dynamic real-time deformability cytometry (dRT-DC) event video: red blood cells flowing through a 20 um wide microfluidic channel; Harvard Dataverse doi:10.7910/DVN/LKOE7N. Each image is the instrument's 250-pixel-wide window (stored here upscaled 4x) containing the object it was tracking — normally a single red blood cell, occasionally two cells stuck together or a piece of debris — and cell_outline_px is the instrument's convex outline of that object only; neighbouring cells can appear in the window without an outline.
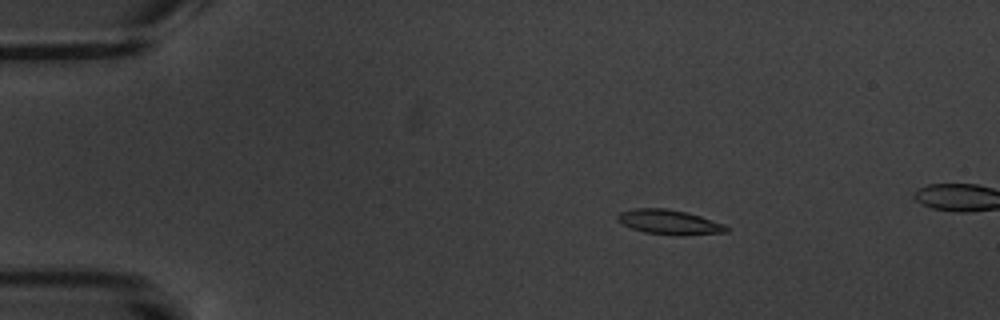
{"species": "common noctule bat (a hibernating species)", "species_latin": "Nyctalus noctula", "temperature_condition": "warm", "stored_images_in_passage": 5, "camera_frame_rate_fps": 3000, "um_per_image_px": 0.085, "animal": {"sex": "male", "body_mass_g": 20.1, "forearm_length_mm": 53.5}, "frame": {"image": 1, "passage_image": 2, "time_ms": 1.0, "image_size_px": [1000, 320], "cell_outline_px": [[728, 232], [684, 236], [680, 236], [644, 232], [632, 228], [616, 220], [616, 216], [620, 212], [636, 208], [664, 208], [688, 212], [724, 224], [728, 228]], "centroid_in_image_um": [56.9, 18.88], "position_along_channel_um": 28.1, "area_um2": 15.72}}